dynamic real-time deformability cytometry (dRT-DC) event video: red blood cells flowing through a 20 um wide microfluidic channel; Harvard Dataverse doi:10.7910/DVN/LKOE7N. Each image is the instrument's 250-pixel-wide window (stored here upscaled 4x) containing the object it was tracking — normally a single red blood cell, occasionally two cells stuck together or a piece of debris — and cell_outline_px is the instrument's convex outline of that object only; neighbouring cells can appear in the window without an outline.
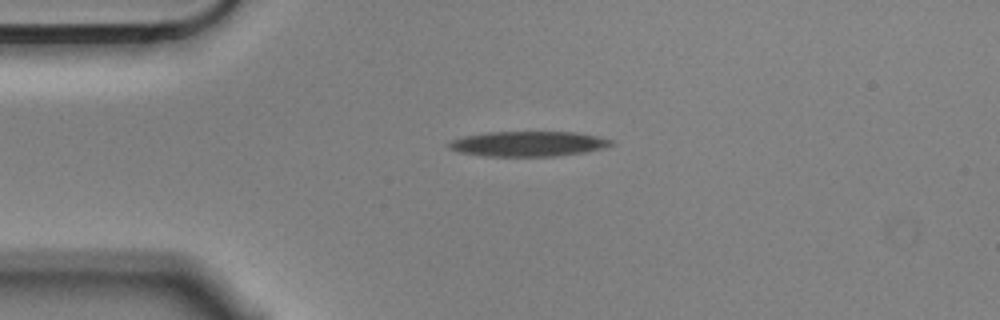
{"species": "Egyptian fruit bat (a non-hibernating species)", "species_latin": "Rousettus aegyptiacus", "temperature_condition": "cold", "stored_images_in_passage": 2, "camera_frame_rate_fps": 3000, "um_per_image_px": 0.085, "animal": {"sex": "male"}, "frame": {"image": 1, "passage_image": 1, "time_ms": 0.0, "image_size_px": [1000, 320], "cell_outline_px": [[616, 144], [604, 148], [584, 152], [556, 156], [484, 156], [460, 152], [448, 148], [448, 144], [452, 140], [464, 136], [488, 132], [576, 132], [600, 136], [612, 140]], "centroid_in_image_um": [44.95, 12.22], "position_along_channel_um": 40.1, "area_um2": 23.81}}